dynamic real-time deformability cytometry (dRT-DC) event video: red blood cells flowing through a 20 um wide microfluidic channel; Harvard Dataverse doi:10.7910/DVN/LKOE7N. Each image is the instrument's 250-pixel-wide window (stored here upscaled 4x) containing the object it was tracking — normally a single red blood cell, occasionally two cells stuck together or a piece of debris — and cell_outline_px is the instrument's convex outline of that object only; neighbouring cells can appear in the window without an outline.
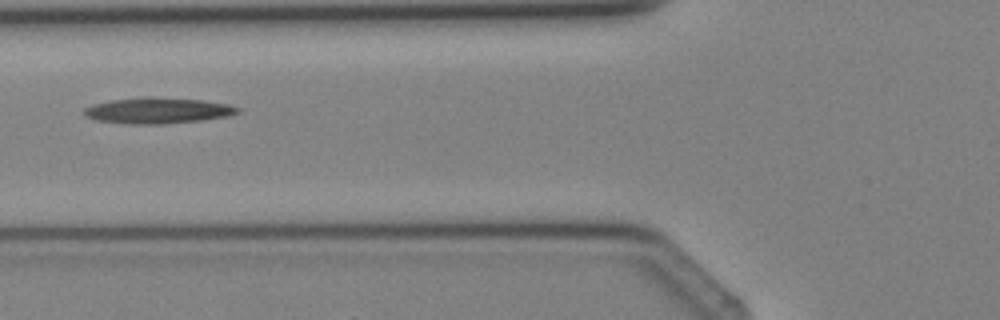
{"species": "Egyptian fruit bat (a non-hibernating species)", "species_latin": "Rousettus aegyptiacus", "temperature_condition": "cold", "stored_images_in_passage": 3, "camera_frame_rate_fps": 3000, "um_per_image_px": 0.085, "animal": {"sex": "female"}, "frame": {"image": 1, "passage_image": 3, "time_ms": 2.333, "image_size_px": [1000, 320], "cell_outline_px": [[240, 112], [228, 116], [200, 120], [164, 124], [124, 124], [96, 120], [84, 116], [80, 112], [84, 108], [92, 104], [112, 100], [144, 96], [152, 96], [204, 100], [228, 104], [240, 108]], "centroid_in_image_um": [13.36, 9.39], "position_along_channel_um": 112.4, "area_um2": 23.58}}